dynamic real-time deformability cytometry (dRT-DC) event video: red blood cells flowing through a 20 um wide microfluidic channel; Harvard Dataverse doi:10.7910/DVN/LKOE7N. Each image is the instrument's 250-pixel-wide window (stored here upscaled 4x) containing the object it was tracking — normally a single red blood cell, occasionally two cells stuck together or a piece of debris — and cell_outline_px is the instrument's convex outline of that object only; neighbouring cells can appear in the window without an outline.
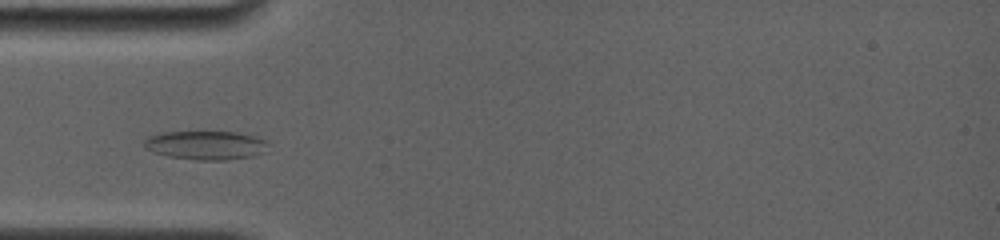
{"species": "common noctule bat (a hibernating species)", "species_latin": "Nyctalus noctula", "temperature_condition": "room temperature", "stored_images_in_passage": 44, "camera_frame_rate_fps": 4000, "um_per_image_px": 0.085, "animal": {"sex": "female", "body_mass_g": 19.0, "forearm_length_mm": 56.7}, "frame": {"image": 1, "passage_image": 1, "time_ms": 0.0, "image_size_px": [1000, 240], "cell_outline_px": [[268, 152], [252, 156], [224, 160], [196, 160], [168, 156], [144, 148], [144, 140], [148, 136], [160, 132], [240, 132], [264, 140], [268, 144]], "centroid_in_image_um": [17.5, 12.34], "position_along_channel_um": 67.5, "area_um2": 20.87}}
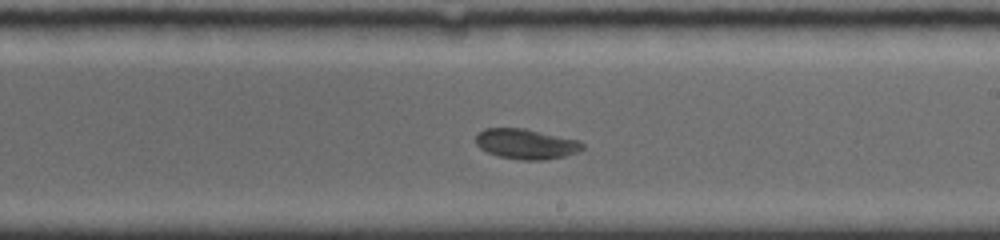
{"frame": {"image": 2, "passage_image": 23, "time_ms": 4.75, "image_size_px": [1000, 240], "cell_outline_px": [[584, 148], [576, 152], [564, 156], [544, 160], [520, 160], [500, 156], [488, 152], [480, 148], [476, 144], [476, 136], [484, 128], [524, 128], [576, 140], [584, 144]], "centroid_in_image_um": [44.69, 12.24], "position_along_channel_um": 244.3, "area_um2": 18.5}}
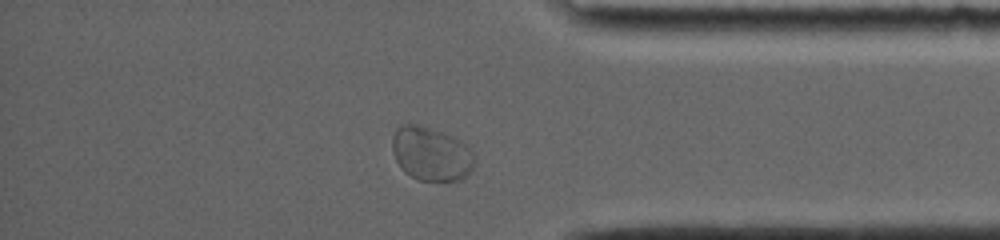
{"frame": {"image": 3, "passage_image": 37, "time_ms": 9.0, "image_size_px": [1000, 240], "cell_outline_px": [[476, 160], [472, 168], [460, 180], [416, 180], [404, 172], [396, 160], [392, 152], [392, 136], [396, 128], [400, 124], [416, 124], [452, 136], [460, 140], [472, 152]], "centroid_in_image_um": [36.6, 13.07], "position_along_channel_um": 398.6, "area_um2": 25.66}}